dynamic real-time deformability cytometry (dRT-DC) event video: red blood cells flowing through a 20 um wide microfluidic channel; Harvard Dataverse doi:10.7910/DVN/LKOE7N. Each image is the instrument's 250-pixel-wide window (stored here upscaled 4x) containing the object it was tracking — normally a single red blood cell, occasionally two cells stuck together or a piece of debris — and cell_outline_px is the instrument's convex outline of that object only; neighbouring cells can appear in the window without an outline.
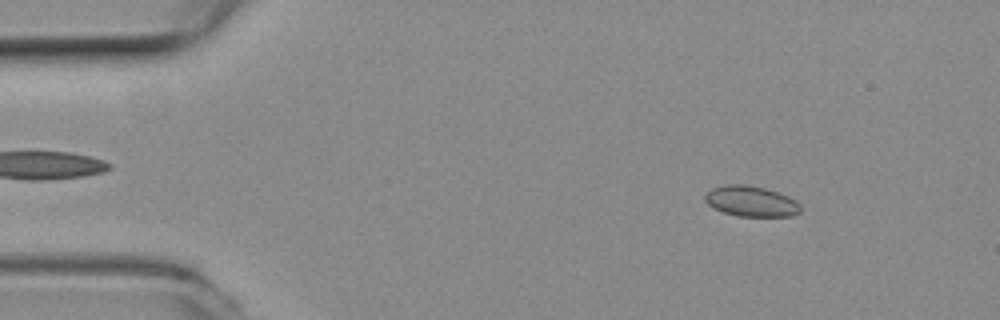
{"species": "common noctule bat (a hibernating species)", "species_latin": "Nyctalus noctula", "temperature_condition": "room temperature", "stored_images_in_passage": 53, "camera_frame_rate_fps": 3000, "um_per_image_px": 0.085, "animal": {"sex": "female", "body_mass_g": 19.3, "forearm_length_mm": 54.1}, "frame": {"image": 1, "passage_image": 6, "time_ms": 1.667, "image_size_px": [1000, 320], "cell_outline_px": [[800, 212], [792, 216], [736, 216], [712, 208], [704, 200], [704, 196], [712, 188], [724, 184], [744, 184], [764, 188], [788, 196], [796, 200], [800, 204]], "centroid_in_image_um": [63.82, 17.11], "position_along_channel_um": 21.2, "area_um2": 17.05}}
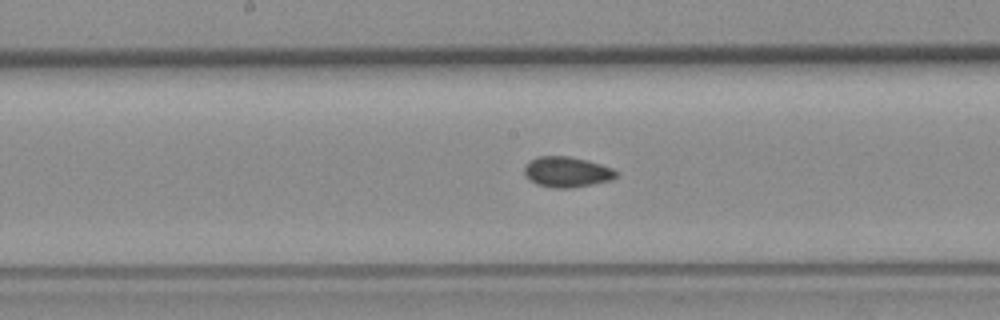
{"frame": {"image": 2, "passage_image": 26, "time_ms": 8.333, "image_size_px": [1000, 320], "cell_outline_px": [[616, 176], [612, 180], [592, 184], [568, 188], [552, 188], [536, 184], [524, 172], [524, 168], [532, 160], [540, 156], [568, 156], [588, 160], [612, 168], [616, 172]], "centroid_in_image_um": [48.21, 14.62], "position_along_channel_um": 200.0, "area_um2": 16.01}}
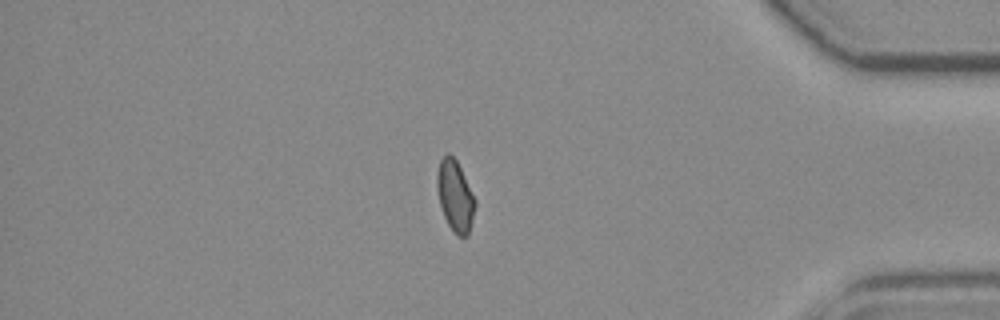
{"frame": {"image": 3, "passage_image": 44, "time_ms": 14.333, "image_size_px": [1000, 320], "cell_outline_px": [[476, 204], [468, 236], [456, 236], [448, 224], [444, 216], [440, 204], [436, 184], [436, 176], [440, 160], [448, 152], [456, 160], [476, 200]], "centroid_in_image_um": [38.68, 16.67], "position_along_channel_um": 396.5, "area_um2": 15.61}}